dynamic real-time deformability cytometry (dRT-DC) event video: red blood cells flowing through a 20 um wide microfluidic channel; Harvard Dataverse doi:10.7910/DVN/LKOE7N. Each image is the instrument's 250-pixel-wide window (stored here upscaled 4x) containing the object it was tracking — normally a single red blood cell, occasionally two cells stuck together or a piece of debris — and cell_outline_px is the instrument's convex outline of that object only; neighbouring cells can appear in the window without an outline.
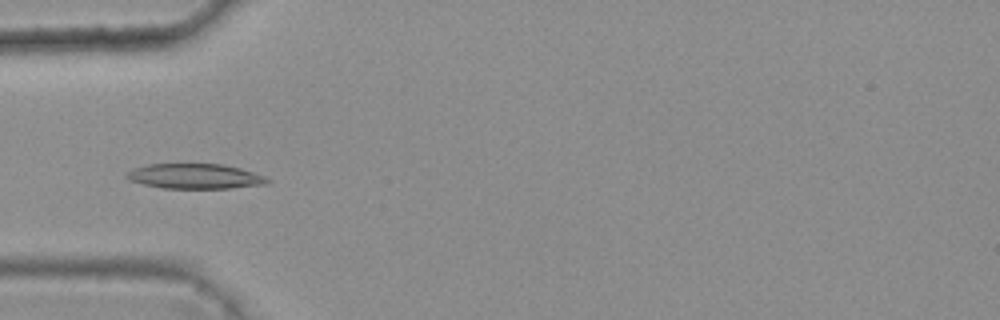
{"species": "common noctule bat (a hibernating species)", "species_latin": "Nyctalus noctula", "temperature_condition": "warm", "stored_images_in_passage": 6, "camera_frame_rate_fps": 3000, "um_per_image_px": 0.085, "animal": {"sex": "female", "body_mass_g": 25.1}, "frame": {"image": 1, "passage_image": 3, "time_ms": 0.667, "image_size_px": [1000, 320], "cell_outline_px": [[272, 180], [268, 184], [232, 188], [160, 188], [128, 180], [124, 176], [132, 168], [148, 164], [224, 164], [240, 168], [264, 176]], "centroid_in_image_um": [16.57, 14.98], "position_along_channel_um": 68.4, "area_um2": 20.63}}